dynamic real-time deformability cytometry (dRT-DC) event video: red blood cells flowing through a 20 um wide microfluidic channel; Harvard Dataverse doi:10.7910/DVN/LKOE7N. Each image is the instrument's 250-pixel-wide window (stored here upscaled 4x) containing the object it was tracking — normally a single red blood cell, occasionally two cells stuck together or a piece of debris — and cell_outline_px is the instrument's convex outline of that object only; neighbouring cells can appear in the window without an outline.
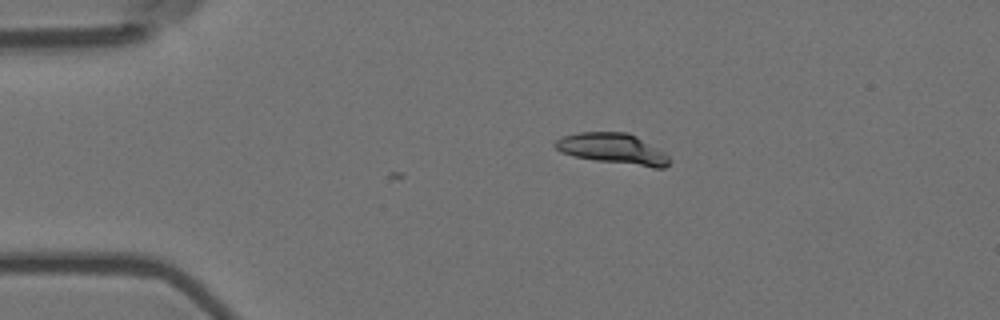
{"species": "Egyptian fruit bat (a non-hibernating species)", "species_latin": "Rousettus aegyptiacus", "temperature_condition": "room temperature", "stored_images_in_passage": 2, "camera_frame_rate_fps": 3000, "um_per_image_px": 0.085, "animal": {"sex": "female"}, "frame": {"image": 1, "passage_image": 2, "time_ms": 0.333, "image_size_px": [1000, 320], "cell_outline_px": [[672, 160], [664, 168], [652, 168], [596, 160], [572, 156], [560, 152], [552, 144], [560, 136], [576, 132], [628, 132], [636, 136], [664, 152]], "centroid_in_image_um": [52.06, 12.64], "position_along_channel_um": 32.9, "area_um2": 20.63}}